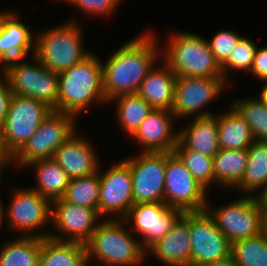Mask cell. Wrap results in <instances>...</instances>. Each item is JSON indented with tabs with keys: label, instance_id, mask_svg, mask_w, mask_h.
Instances as JSON below:
<instances>
[{
	"label": "cell",
	"instance_id": "6da1fadb",
	"mask_svg": "<svg viewBox=\"0 0 267 266\" xmlns=\"http://www.w3.org/2000/svg\"><path fill=\"white\" fill-rule=\"evenodd\" d=\"M155 37L144 33L119 48L102 63L103 91L107 101L135 94L160 57Z\"/></svg>",
	"mask_w": 267,
	"mask_h": 266
},
{
	"label": "cell",
	"instance_id": "7a4b0ae2",
	"mask_svg": "<svg viewBox=\"0 0 267 266\" xmlns=\"http://www.w3.org/2000/svg\"><path fill=\"white\" fill-rule=\"evenodd\" d=\"M58 111L77 116L92 101L107 102L103 91L102 62L93 53L58 73Z\"/></svg>",
	"mask_w": 267,
	"mask_h": 266
},
{
	"label": "cell",
	"instance_id": "3957f363",
	"mask_svg": "<svg viewBox=\"0 0 267 266\" xmlns=\"http://www.w3.org/2000/svg\"><path fill=\"white\" fill-rule=\"evenodd\" d=\"M123 223V219L117 218L99 222L90 240L85 244L88 263L92 257L102 263L96 266H136L142 262L147 251L141 242L128 234Z\"/></svg>",
	"mask_w": 267,
	"mask_h": 266
},
{
	"label": "cell",
	"instance_id": "277c9868",
	"mask_svg": "<svg viewBox=\"0 0 267 266\" xmlns=\"http://www.w3.org/2000/svg\"><path fill=\"white\" fill-rule=\"evenodd\" d=\"M163 62L177 77H223L209 43L193 33H178L168 41Z\"/></svg>",
	"mask_w": 267,
	"mask_h": 266
},
{
	"label": "cell",
	"instance_id": "5b68a950",
	"mask_svg": "<svg viewBox=\"0 0 267 266\" xmlns=\"http://www.w3.org/2000/svg\"><path fill=\"white\" fill-rule=\"evenodd\" d=\"M74 19L35 36V55L49 70L60 73L76 65L90 53L83 49L79 23ZM87 51V52H86Z\"/></svg>",
	"mask_w": 267,
	"mask_h": 266
},
{
	"label": "cell",
	"instance_id": "8992f818",
	"mask_svg": "<svg viewBox=\"0 0 267 266\" xmlns=\"http://www.w3.org/2000/svg\"><path fill=\"white\" fill-rule=\"evenodd\" d=\"M33 58L36 64L21 62L20 58L3 67L10 89L15 95L34 98L58 111V73L45 67L35 55Z\"/></svg>",
	"mask_w": 267,
	"mask_h": 266
},
{
	"label": "cell",
	"instance_id": "52a82bcc",
	"mask_svg": "<svg viewBox=\"0 0 267 266\" xmlns=\"http://www.w3.org/2000/svg\"><path fill=\"white\" fill-rule=\"evenodd\" d=\"M74 119V115L52 110L13 161L25 167L36 160L53 158L56 149L76 132Z\"/></svg>",
	"mask_w": 267,
	"mask_h": 266
},
{
	"label": "cell",
	"instance_id": "ba28073f",
	"mask_svg": "<svg viewBox=\"0 0 267 266\" xmlns=\"http://www.w3.org/2000/svg\"><path fill=\"white\" fill-rule=\"evenodd\" d=\"M51 112L52 109L43 102L13 94L9 111L1 126L4 144L12 156L34 135Z\"/></svg>",
	"mask_w": 267,
	"mask_h": 266
},
{
	"label": "cell",
	"instance_id": "9c48e42d",
	"mask_svg": "<svg viewBox=\"0 0 267 266\" xmlns=\"http://www.w3.org/2000/svg\"><path fill=\"white\" fill-rule=\"evenodd\" d=\"M208 191L199 184L174 152H166L164 203L182 212L204 211Z\"/></svg>",
	"mask_w": 267,
	"mask_h": 266
},
{
	"label": "cell",
	"instance_id": "30bf717a",
	"mask_svg": "<svg viewBox=\"0 0 267 266\" xmlns=\"http://www.w3.org/2000/svg\"><path fill=\"white\" fill-rule=\"evenodd\" d=\"M206 211L214 219L217 228L233 243L239 239L254 237L261 233L258 196L245 195L222 207Z\"/></svg>",
	"mask_w": 267,
	"mask_h": 266
},
{
	"label": "cell",
	"instance_id": "8fae6325",
	"mask_svg": "<svg viewBox=\"0 0 267 266\" xmlns=\"http://www.w3.org/2000/svg\"><path fill=\"white\" fill-rule=\"evenodd\" d=\"M123 161L130 167L134 204L164 203L166 152H141Z\"/></svg>",
	"mask_w": 267,
	"mask_h": 266
},
{
	"label": "cell",
	"instance_id": "7c38bea8",
	"mask_svg": "<svg viewBox=\"0 0 267 266\" xmlns=\"http://www.w3.org/2000/svg\"><path fill=\"white\" fill-rule=\"evenodd\" d=\"M191 266L222 260L231 255V242L204 211L189 212Z\"/></svg>",
	"mask_w": 267,
	"mask_h": 266
},
{
	"label": "cell",
	"instance_id": "4fadbf2b",
	"mask_svg": "<svg viewBox=\"0 0 267 266\" xmlns=\"http://www.w3.org/2000/svg\"><path fill=\"white\" fill-rule=\"evenodd\" d=\"M226 82L227 79L223 77H177L172 113L178 118L196 114L197 111L199 114L196 117L214 115L212 112L200 109L216 99L224 88L226 89Z\"/></svg>",
	"mask_w": 267,
	"mask_h": 266
},
{
	"label": "cell",
	"instance_id": "5bb4252c",
	"mask_svg": "<svg viewBox=\"0 0 267 266\" xmlns=\"http://www.w3.org/2000/svg\"><path fill=\"white\" fill-rule=\"evenodd\" d=\"M51 202L41 196L34 189H16L12 197L10 206L5 212L8 228L19 230L28 234L24 236H38L41 238L49 237V233L35 234V231L51 221ZM8 215V216H7ZM30 234V235H29Z\"/></svg>",
	"mask_w": 267,
	"mask_h": 266
},
{
	"label": "cell",
	"instance_id": "9a60e30c",
	"mask_svg": "<svg viewBox=\"0 0 267 266\" xmlns=\"http://www.w3.org/2000/svg\"><path fill=\"white\" fill-rule=\"evenodd\" d=\"M101 173L98 214L113 215L118 213V219H123L134 205L133 184L130 167L122 160ZM120 215V216H119Z\"/></svg>",
	"mask_w": 267,
	"mask_h": 266
},
{
	"label": "cell",
	"instance_id": "2e32d148",
	"mask_svg": "<svg viewBox=\"0 0 267 266\" xmlns=\"http://www.w3.org/2000/svg\"><path fill=\"white\" fill-rule=\"evenodd\" d=\"M51 206H53L51 207V222H54L53 225L59 230V234L62 232L64 235L49 233L50 238L83 244L90 240L99 224L98 219L101 218L95 209L72 204L62 198L52 201Z\"/></svg>",
	"mask_w": 267,
	"mask_h": 266
},
{
	"label": "cell",
	"instance_id": "e0dca14e",
	"mask_svg": "<svg viewBox=\"0 0 267 266\" xmlns=\"http://www.w3.org/2000/svg\"><path fill=\"white\" fill-rule=\"evenodd\" d=\"M183 212L163 202L134 204L124 221L132 219L134 231L143 237L142 247L147 251L165 236L182 216Z\"/></svg>",
	"mask_w": 267,
	"mask_h": 266
},
{
	"label": "cell",
	"instance_id": "ac0fdd59",
	"mask_svg": "<svg viewBox=\"0 0 267 266\" xmlns=\"http://www.w3.org/2000/svg\"><path fill=\"white\" fill-rule=\"evenodd\" d=\"M172 118V111L153 109L144 119L132 135L140 147H145L142 152H173L179 133H173Z\"/></svg>",
	"mask_w": 267,
	"mask_h": 266
},
{
	"label": "cell",
	"instance_id": "d6986e66",
	"mask_svg": "<svg viewBox=\"0 0 267 266\" xmlns=\"http://www.w3.org/2000/svg\"><path fill=\"white\" fill-rule=\"evenodd\" d=\"M149 251L168 266H191L189 212H183L171 230L152 245L147 250Z\"/></svg>",
	"mask_w": 267,
	"mask_h": 266
},
{
	"label": "cell",
	"instance_id": "ffe728a7",
	"mask_svg": "<svg viewBox=\"0 0 267 266\" xmlns=\"http://www.w3.org/2000/svg\"><path fill=\"white\" fill-rule=\"evenodd\" d=\"M19 15L12 12H0V66L14 60L24 59L33 46L35 37L29 28L19 21ZM34 39H33V38ZM34 40V41H33ZM34 42V43H33ZM2 63V65H1Z\"/></svg>",
	"mask_w": 267,
	"mask_h": 266
},
{
	"label": "cell",
	"instance_id": "44dd1931",
	"mask_svg": "<svg viewBox=\"0 0 267 266\" xmlns=\"http://www.w3.org/2000/svg\"><path fill=\"white\" fill-rule=\"evenodd\" d=\"M90 142L74 133L55 151L53 159L70 179L89 176L99 170V160ZM97 157V158H96Z\"/></svg>",
	"mask_w": 267,
	"mask_h": 266
},
{
	"label": "cell",
	"instance_id": "7402d4cb",
	"mask_svg": "<svg viewBox=\"0 0 267 266\" xmlns=\"http://www.w3.org/2000/svg\"><path fill=\"white\" fill-rule=\"evenodd\" d=\"M176 74L166 65L153 68L142 81L137 94L153 109L171 111L174 103Z\"/></svg>",
	"mask_w": 267,
	"mask_h": 266
},
{
	"label": "cell",
	"instance_id": "603a6c76",
	"mask_svg": "<svg viewBox=\"0 0 267 266\" xmlns=\"http://www.w3.org/2000/svg\"><path fill=\"white\" fill-rule=\"evenodd\" d=\"M178 141L187 149L208 157H215L220 151L217 117L215 115L196 117L191 124L178 132Z\"/></svg>",
	"mask_w": 267,
	"mask_h": 266
},
{
	"label": "cell",
	"instance_id": "cb8c5ba5",
	"mask_svg": "<svg viewBox=\"0 0 267 266\" xmlns=\"http://www.w3.org/2000/svg\"><path fill=\"white\" fill-rule=\"evenodd\" d=\"M38 266H90L86 245L50 237L42 238Z\"/></svg>",
	"mask_w": 267,
	"mask_h": 266
},
{
	"label": "cell",
	"instance_id": "d4e9b609",
	"mask_svg": "<svg viewBox=\"0 0 267 266\" xmlns=\"http://www.w3.org/2000/svg\"><path fill=\"white\" fill-rule=\"evenodd\" d=\"M231 109L217 117L220 149L244 150L255 141L249 125L231 106Z\"/></svg>",
	"mask_w": 267,
	"mask_h": 266
},
{
	"label": "cell",
	"instance_id": "484cf974",
	"mask_svg": "<svg viewBox=\"0 0 267 266\" xmlns=\"http://www.w3.org/2000/svg\"><path fill=\"white\" fill-rule=\"evenodd\" d=\"M33 165L37 170V186L32 189L47 198L50 202L62 198L70 178L61 166L53 158L36 160L28 166Z\"/></svg>",
	"mask_w": 267,
	"mask_h": 266
},
{
	"label": "cell",
	"instance_id": "4316f807",
	"mask_svg": "<svg viewBox=\"0 0 267 266\" xmlns=\"http://www.w3.org/2000/svg\"><path fill=\"white\" fill-rule=\"evenodd\" d=\"M248 159V149H220L213 157L214 182L236 188L243 179Z\"/></svg>",
	"mask_w": 267,
	"mask_h": 266
},
{
	"label": "cell",
	"instance_id": "83f0119b",
	"mask_svg": "<svg viewBox=\"0 0 267 266\" xmlns=\"http://www.w3.org/2000/svg\"><path fill=\"white\" fill-rule=\"evenodd\" d=\"M249 159L245 174L237 188L244 195H254L253 192L261 189L262 194L267 189V142L255 140L248 148Z\"/></svg>",
	"mask_w": 267,
	"mask_h": 266
},
{
	"label": "cell",
	"instance_id": "f1b7e54d",
	"mask_svg": "<svg viewBox=\"0 0 267 266\" xmlns=\"http://www.w3.org/2000/svg\"><path fill=\"white\" fill-rule=\"evenodd\" d=\"M11 241L0 250V266H38L42 249L41 237L21 236Z\"/></svg>",
	"mask_w": 267,
	"mask_h": 266
},
{
	"label": "cell",
	"instance_id": "f546056e",
	"mask_svg": "<svg viewBox=\"0 0 267 266\" xmlns=\"http://www.w3.org/2000/svg\"><path fill=\"white\" fill-rule=\"evenodd\" d=\"M111 100H117L116 115L121 127L130 137L153 111L151 105L137 93L120 95Z\"/></svg>",
	"mask_w": 267,
	"mask_h": 266
},
{
	"label": "cell",
	"instance_id": "4dcf8cb0",
	"mask_svg": "<svg viewBox=\"0 0 267 266\" xmlns=\"http://www.w3.org/2000/svg\"><path fill=\"white\" fill-rule=\"evenodd\" d=\"M100 194L99 171L89 176L70 179L62 199L82 207L95 209L98 212Z\"/></svg>",
	"mask_w": 267,
	"mask_h": 266
},
{
	"label": "cell",
	"instance_id": "1f68e13d",
	"mask_svg": "<svg viewBox=\"0 0 267 266\" xmlns=\"http://www.w3.org/2000/svg\"><path fill=\"white\" fill-rule=\"evenodd\" d=\"M231 256L238 266H267V237H254L231 243Z\"/></svg>",
	"mask_w": 267,
	"mask_h": 266
},
{
	"label": "cell",
	"instance_id": "d6a6232c",
	"mask_svg": "<svg viewBox=\"0 0 267 266\" xmlns=\"http://www.w3.org/2000/svg\"><path fill=\"white\" fill-rule=\"evenodd\" d=\"M173 152L184 163L194 179L208 190L214 183L213 158L185 148L179 141Z\"/></svg>",
	"mask_w": 267,
	"mask_h": 266
},
{
	"label": "cell",
	"instance_id": "836d02e7",
	"mask_svg": "<svg viewBox=\"0 0 267 266\" xmlns=\"http://www.w3.org/2000/svg\"><path fill=\"white\" fill-rule=\"evenodd\" d=\"M231 106L247 122L255 140L264 142V121L266 107L258 98L241 99Z\"/></svg>",
	"mask_w": 267,
	"mask_h": 266
},
{
	"label": "cell",
	"instance_id": "e575fe53",
	"mask_svg": "<svg viewBox=\"0 0 267 266\" xmlns=\"http://www.w3.org/2000/svg\"><path fill=\"white\" fill-rule=\"evenodd\" d=\"M257 48L252 40L242 37L228 59L221 65L223 78H226L225 72L230 68L234 71L251 70Z\"/></svg>",
	"mask_w": 267,
	"mask_h": 266
},
{
	"label": "cell",
	"instance_id": "d590c367",
	"mask_svg": "<svg viewBox=\"0 0 267 266\" xmlns=\"http://www.w3.org/2000/svg\"><path fill=\"white\" fill-rule=\"evenodd\" d=\"M242 37V35L240 36V34L234 31L222 30L217 32L213 38L208 41L210 49L220 65L228 59Z\"/></svg>",
	"mask_w": 267,
	"mask_h": 266
},
{
	"label": "cell",
	"instance_id": "8d00e7d4",
	"mask_svg": "<svg viewBox=\"0 0 267 266\" xmlns=\"http://www.w3.org/2000/svg\"><path fill=\"white\" fill-rule=\"evenodd\" d=\"M76 7L86 11V13L95 14V16L109 15L116 9L122 0H66Z\"/></svg>",
	"mask_w": 267,
	"mask_h": 266
},
{
	"label": "cell",
	"instance_id": "74e56055",
	"mask_svg": "<svg viewBox=\"0 0 267 266\" xmlns=\"http://www.w3.org/2000/svg\"><path fill=\"white\" fill-rule=\"evenodd\" d=\"M2 73L4 81L0 79V127L5 121L7 112L9 111L11 98L13 96V92L10 89L8 78L3 71Z\"/></svg>",
	"mask_w": 267,
	"mask_h": 266
},
{
	"label": "cell",
	"instance_id": "f35d334b",
	"mask_svg": "<svg viewBox=\"0 0 267 266\" xmlns=\"http://www.w3.org/2000/svg\"><path fill=\"white\" fill-rule=\"evenodd\" d=\"M250 72L261 81H267V47L257 48Z\"/></svg>",
	"mask_w": 267,
	"mask_h": 266
},
{
	"label": "cell",
	"instance_id": "ab89813d",
	"mask_svg": "<svg viewBox=\"0 0 267 266\" xmlns=\"http://www.w3.org/2000/svg\"><path fill=\"white\" fill-rule=\"evenodd\" d=\"M13 156L12 154L7 150L5 144H4V138L2 134V129L0 127V179L2 175V169L9 164L13 163Z\"/></svg>",
	"mask_w": 267,
	"mask_h": 266
},
{
	"label": "cell",
	"instance_id": "60d3db41",
	"mask_svg": "<svg viewBox=\"0 0 267 266\" xmlns=\"http://www.w3.org/2000/svg\"><path fill=\"white\" fill-rule=\"evenodd\" d=\"M261 233L267 237V202H259Z\"/></svg>",
	"mask_w": 267,
	"mask_h": 266
},
{
	"label": "cell",
	"instance_id": "b9f144b4",
	"mask_svg": "<svg viewBox=\"0 0 267 266\" xmlns=\"http://www.w3.org/2000/svg\"><path fill=\"white\" fill-rule=\"evenodd\" d=\"M201 266H238V265L236 264V262L233 260L232 256L230 255L225 259L218 260V261L211 262V263H206Z\"/></svg>",
	"mask_w": 267,
	"mask_h": 266
},
{
	"label": "cell",
	"instance_id": "7bdbcfd3",
	"mask_svg": "<svg viewBox=\"0 0 267 266\" xmlns=\"http://www.w3.org/2000/svg\"><path fill=\"white\" fill-rule=\"evenodd\" d=\"M258 100L261 101L265 107H267V81H265V84L260 94V98H258Z\"/></svg>",
	"mask_w": 267,
	"mask_h": 266
},
{
	"label": "cell",
	"instance_id": "ee69618b",
	"mask_svg": "<svg viewBox=\"0 0 267 266\" xmlns=\"http://www.w3.org/2000/svg\"><path fill=\"white\" fill-rule=\"evenodd\" d=\"M264 142H267V107H266L265 121H264Z\"/></svg>",
	"mask_w": 267,
	"mask_h": 266
},
{
	"label": "cell",
	"instance_id": "f6af8a7d",
	"mask_svg": "<svg viewBox=\"0 0 267 266\" xmlns=\"http://www.w3.org/2000/svg\"><path fill=\"white\" fill-rule=\"evenodd\" d=\"M257 196L259 202H267V189L262 194Z\"/></svg>",
	"mask_w": 267,
	"mask_h": 266
},
{
	"label": "cell",
	"instance_id": "bcb514c9",
	"mask_svg": "<svg viewBox=\"0 0 267 266\" xmlns=\"http://www.w3.org/2000/svg\"><path fill=\"white\" fill-rule=\"evenodd\" d=\"M4 207L2 206V203L0 201V227L2 225V222H3V217H4Z\"/></svg>",
	"mask_w": 267,
	"mask_h": 266
}]
</instances>
